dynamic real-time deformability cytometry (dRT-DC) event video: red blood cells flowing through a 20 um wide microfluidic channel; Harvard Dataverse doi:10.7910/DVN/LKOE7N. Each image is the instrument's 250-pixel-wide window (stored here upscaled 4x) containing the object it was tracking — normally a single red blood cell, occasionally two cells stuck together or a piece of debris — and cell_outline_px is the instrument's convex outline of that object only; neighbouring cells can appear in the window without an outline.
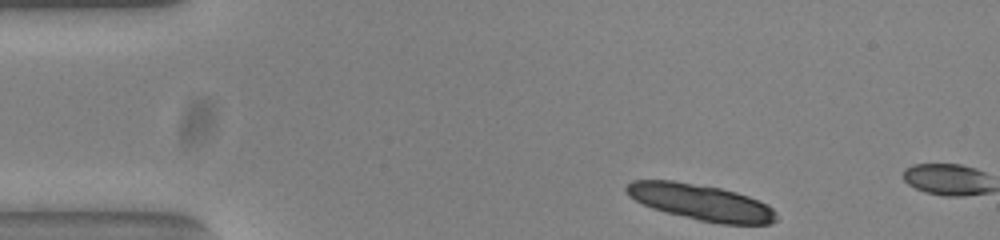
{"species": "common noctule bat (a hibernating species)", "species_latin": "Nyctalus noctula", "temperature_condition": "warm", "stored_images_in_passage": 5, "camera_frame_rate_fps": 3000, "um_per_image_px": 0.085, "animal": {"sex": "female", "body_mass_g": 23.0, "forearm_length_mm": 53.4}, "frame": {"image": 1, "passage_image": 1, "time_ms": 0.0, "image_size_px": [1000, 240], "cell_outline_px": [[776, 220], [768, 224], [720, 224], [700, 220], [652, 208], [628, 196], [624, 188], [632, 180], [672, 180], [720, 188], [736, 192], [748, 196], [768, 204], [776, 212]], "centroid_in_image_um": [59.59, 17.18], "position_along_channel_um": 25.4, "area_um2": 31.21}}